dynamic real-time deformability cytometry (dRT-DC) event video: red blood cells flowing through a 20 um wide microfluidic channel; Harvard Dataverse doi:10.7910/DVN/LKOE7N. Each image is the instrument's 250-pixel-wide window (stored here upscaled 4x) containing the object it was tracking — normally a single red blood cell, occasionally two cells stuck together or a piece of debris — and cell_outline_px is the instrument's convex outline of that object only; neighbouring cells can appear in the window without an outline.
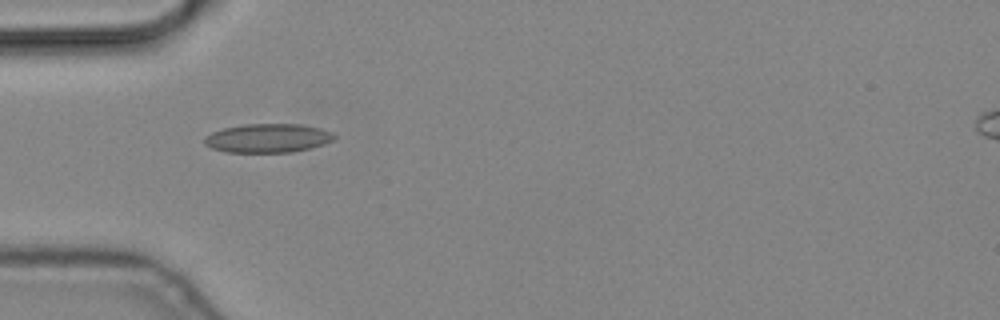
{"species": "common noctule bat (a hibernating species)", "species_latin": "Nyctalus noctula", "temperature_condition": "cold", "stored_images_in_passage": 2, "camera_frame_rate_fps": 3000, "um_per_image_px": 0.085, "animal": {"sex": "male", "body_mass_g": 19.2, "forearm_length_mm": 51.8}, "frame": {"image": 1, "passage_image": 2, "time_ms": 0.333, "image_size_px": [1000, 320], "cell_outline_px": [[336, 136], [332, 140], [324, 144], [292, 152], [224, 152], [212, 148], [204, 144], [204, 136], [212, 132], [224, 128], [244, 124], [300, 124], [320, 128], [332, 132]], "centroid_in_image_um": [22.74, 11.74], "position_along_channel_um": 62.3, "area_um2": 21.79}}